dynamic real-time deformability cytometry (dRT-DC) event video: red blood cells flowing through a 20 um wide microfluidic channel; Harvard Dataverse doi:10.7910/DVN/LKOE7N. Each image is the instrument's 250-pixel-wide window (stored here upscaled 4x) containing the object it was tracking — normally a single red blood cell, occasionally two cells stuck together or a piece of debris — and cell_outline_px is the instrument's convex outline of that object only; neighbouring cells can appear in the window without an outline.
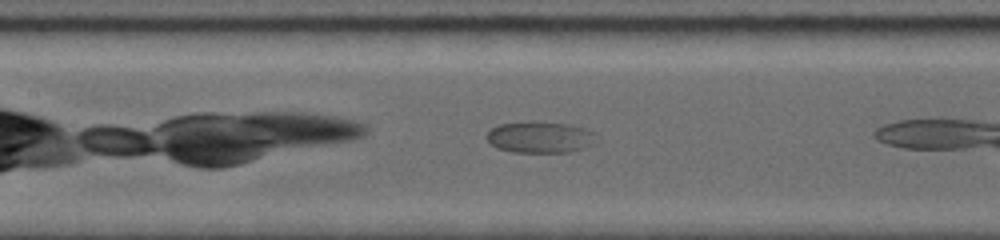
{"species": "common noctule bat (a hibernating species)", "species_latin": "Nyctalus noctula", "temperature_condition": "room temperature", "stored_images_in_passage": 21, "camera_frame_rate_fps": 5000, "um_per_image_px": 0.085, "animal": {"sex": "female", "body_mass_g": 19.0, "forearm_length_mm": 56.7}, "frame": {"image": 1, "passage_image": 15, "time_ms": 3.4, "image_size_px": [1000, 240], "cell_outline_px": [[580, 148], [568, 152], [516, 152], [500, 148], [492, 144], [488, 140], [488, 132], [492, 128], [500, 124], [564, 124], [580, 128]], "centroid_in_image_um": [45.53, 11.7], "position_along_channel_um": 161.9, "area_um2": 17.05}}